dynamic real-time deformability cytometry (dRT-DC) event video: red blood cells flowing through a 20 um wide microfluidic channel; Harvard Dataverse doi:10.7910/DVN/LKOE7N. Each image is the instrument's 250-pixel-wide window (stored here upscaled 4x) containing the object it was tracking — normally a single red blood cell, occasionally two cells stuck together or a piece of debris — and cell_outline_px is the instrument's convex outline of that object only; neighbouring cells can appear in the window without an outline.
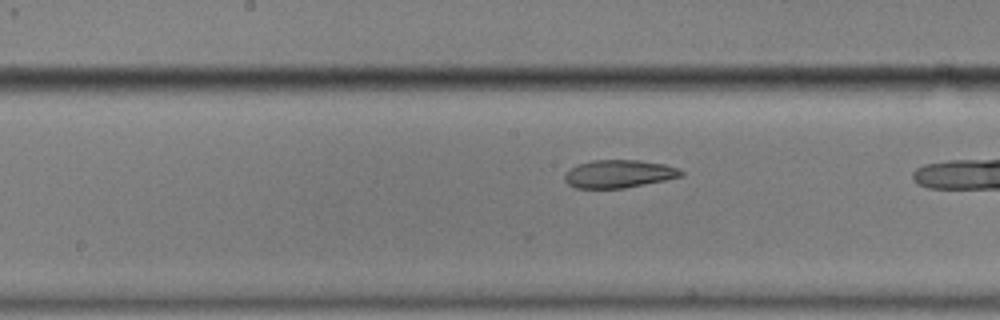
{"species": "common noctule bat (a hibernating species)", "species_latin": "Nyctalus noctula", "temperature_condition": "cold", "stored_images_in_passage": 21, "camera_frame_rate_fps": 3000, "um_per_image_px": 0.085, "animal": {"sex": "male", "body_mass_g": 17.9}, "frame": {"image": 1, "passage_image": 12, "time_ms": 3.667, "image_size_px": [1000, 320], "cell_outline_px": [[684, 176], [624, 188], [576, 188], [568, 184], [564, 180], [564, 172], [580, 164], [592, 160], [640, 160], [664, 164], [680, 168], [684, 172]], "centroid_in_image_um": [52.62, 14.77], "position_along_channel_um": 195.6, "area_um2": 18.96}}